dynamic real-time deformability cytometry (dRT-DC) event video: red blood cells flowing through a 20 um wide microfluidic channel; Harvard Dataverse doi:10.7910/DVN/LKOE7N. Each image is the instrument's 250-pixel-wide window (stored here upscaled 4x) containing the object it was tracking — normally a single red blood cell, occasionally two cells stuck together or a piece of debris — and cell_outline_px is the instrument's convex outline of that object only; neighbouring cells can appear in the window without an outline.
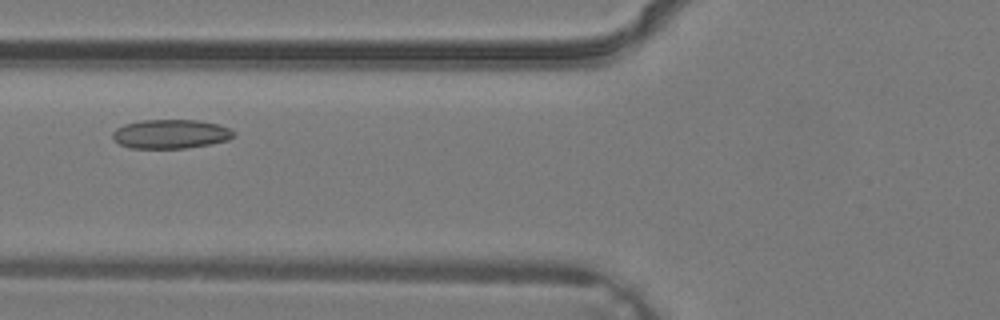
{"species": "common noctule bat (a hibernating species)", "species_latin": "Nyctalus noctula", "temperature_condition": "warm", "stored_images_in_passage": 5, "camera_frame_rate_fps": 3000, "um_per_image_px": 0.085, "animal": {"sex": "male", "body_mass_g": 19.2, "forearm_length_mm": 51.8}, "frame": {"image": 1, "passage_image": 5, "time_ms": 1.333, "image_size_px": [1000, 320], "cell_outline_px": [[236, 136], [228, 140], [208, 144], [184, 148], [132, 148], [120, 144], [112, 136], [112, 132], [116, 128], [124, 124], [140, 120], [200, 120], [220, 124], [236, 132]], "centroid_in_image_um": [14.53, 11.37], "position_along_channel_um": 111.3, "area_um2": 20.58}}